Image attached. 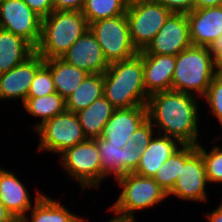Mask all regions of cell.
Segmentation results:
<instances>
[{
    "label": "cell",
    "instance_id": "26",
    "mask_svg": "<svg viewBox=\"0 0 222 222\" xmlns=\"http://www.w3.org/2000/svg\"><path fill=\"white\" fill-rule=\"evenodd\" d=\"M23 107L30 115L41 118V122L34 125L35 130L45 121L66 110L65 99L57 92L41 97H27Z\"/></svg>",
    "mask_w": 222,
    "mask_h": 222
},
{
    "label": "cell",
    "instance_id": "9",
    "mask_svg": "<svg viewBox=\"0 0 222 222\" xmlns=\"http://www.w3.org/2000/svg\"><path fill=\"white\" fill-rule=\"evenodd\" d=\"M36 132L40 136L38 150L56 154L87 140L76 113L67 110L45 121Z\"/></svg>",
    "mask_w": 222,
    "mask_h": 222
},
{
    "label": "cell",
    "instance_id": "40",
    "mask_svg": "<svg viewBox=\"0 0 222 222\" xmlns=\"http://www.w3.org/2000/svg\"><path fill=\"white\" fill-rule=\"evenodd\" d=\"M0 222H18L0 201Z\"/></svg>",
    "mask_w": 222,
    "mask_h": 222
},
{
    "label": "cell",
    "instance_id": "4",
    "mask_svg": "<svg viewBox=\"0 0 222 222\" xmlns=\"http://www.w3.org/2000/svg\"><path fill=\"white\" fill-rule=\"evenodd\" d=\"M214 76L213 56L209 48L191 45L176 55L172 90L203 98Z\"/></svg>",
    "mask_w": 222,
    "mask_h": 222
},
{
    "label": "cell",
    "instance_id": "29",
    "mask_svg": "<svg viewBox=\"0 0 222 222\" xmlns=\"http://www.w3.org/2000/svg\"><path fill=\"white\" fill-rule=\"evenodd\" d=\"M197 150L203 157L208 183H222V147L216 145L207 152L199 143Z\"/></svg>",
    "mask_w": 222,
    "mask_h": 222
},
{
    "label": "cell",
    "instance_id": "32",
    "mask_svg": "<svg viewBox=\"0 0 222 222\" xmlns=\"http://www.w3.org/2000/svg\"><path fill=\"white\" fill-rule=\"evenodd\" d=\"M153 128L154 126L152 125L151 121L147 119L130 136L125 146L143 147V150L146 149L150 140L154 136L155 131Z\"/></svg>",
    "mask_w": 222,
    "mask_h": 222
},
{
    "label": "cell",
    "instance_id": "37",
    "mask_svg": "<svg viewBox=\"0 0 222 222\" xmlns=\"http://www.w3.org/2000/svg\"><path fill=\"white\" fill-rule=\"evenodd\" d=\"M213 56V68L214 74L222 77V51L211 52Z\"/></svg>",
    "mask_w": 222,
    "mask_h": 222
},
{
    "label": "cell",
    "instance_id": "16",
    "mask_svg": "<svg viewBox=\"0 0 222 222\" xmlns=\"http://www.w3.org/2000/svg\"><path fill=\"white\" fill-rule=\"evenodd\" d=\"M186 15L192 45L209 47L222 34V5L194 9Z\"/></svg>",
    "mask_w": 222,
    "mask_h": 222
},
{
    "label": "cell",
    "instance_id": "19",
    "mask_svg": "<svg viewBox=\"0 0 222 222\" xmlns=\"http://www.w3.org/2000/svg\"><path fill=\"white\" fill-rule=\"evenodd\" d=\"M155 134L143 150L139 165L133 173L153 178L160 166L182 146L175 138Z\"/></svg>",
    "mask_w": 222,
    "mask_h": 222
},
{
    "label": "cell",
    "instance_id": "38",
    "mask_svg": "<svg viewBox=\"0 0 222 222\" xmlns=\"http://www.w3.org/2000/svg\"><path fill=\"white\" fill-rule=\"evenodd\" d=\"M222 0H194V9L221 6Z\"/></svg>",
    "mask_w": 222,
    "mask_h": 222
},
{
    "label": "cell",
    "instance_id": "31",
    "mask_svg": "<svg viewBox=\"0 0 222 222\" xmlns=\"http://www.w3.org/2000/svg\"><path fill=\"white\" fill-rule=\"evenodd\" d=\"M203 99L222 127V77L214 76Z\"/></svg>",
    "mask_w": 222,
    "mask_h": 222
},
{
    "label": "cell",
    "instance_id": "23",
    "mask_svg": "<svg viewBox=\"0 0 222 222\" xmlns=\"http://www.w3.org/2000/svg\"><path fill=\"white\" fill-rule=\"evenodd\" d=\"M29 212L31 222H84L83 217L75 215L57 200L38 191Z\"/></svg>",
    "mask_w": 222,
    "mask_h": 222
},
{
    "label": "cell",
    "instance_id": "30",
    "mask_svg": "<svg viewBox=\"0 0 222 222\" xmlns=\"http://www.w3.org/2000/svg\"><path fill=\"white\" fill-rule=\"evenodd\" d=\"M55 87L50 69L44 64L37 72L27 97H41L55 93Z\"/></svg>",
    "mask_w": 222,
    "mask_h": 222
},
{
    "label": "cell",
    "instance_id": "20",
    "mask_svg": "<svg viewBox=\"0 0 222 222\" xmlns=\"http://www.w3.org/2000/svg\"><path fill=\"white\" fill-rule=\"evenodd\" d=\"M35 48L24 38L0 28V74L26 61Z\"/></svg>",
    "mask_w": 222,
    "mask_h": 222
},
{
    "label": "cell",
    "instance_id": "6",
    "mask_svg": "<svg viewBox=\"0 0 222 222\" xmlns=\"http://www.w3.org/2000/svg\"><path fill=\"white\" fill-rule=\"evenodd\" d=\"M171 12L156 0L129 1L126 17L132 43L144 50L164 25Z\"/></svg>",
    "mask_w": 222,
    "mask_h": 222
},
{
    "label": "cell",
    "instance_id": "8",
    "mask_svg": "<svg viewBox=\"0 0 222 222\" xmlns=\"http://www.w3.org/2000/svg\"><path fill=\"white\" fill-rule=\"evenodd\" d=\"M61 165L82 189L97 188L102 181V166L98 146L94 139H87L65 149L60 154Z\"/></svg>",
    "mask_w": 222,
    "mask_h": 222
},
{
    "label": "cell",
    "instance_id": "25",
    "mask_svg": "<svg viewBox=\"0 0 222 222\" xmlns=\"http://www.w3.org/2000/svg\"><path fill=\"white\" fill-rule=\"evenodd\" d=\"M197 150L195 145H182L157 170L154 180L169 194L181 172V165Z\"/></svg>",
    "mask_w": 222,
    "mask_h": 222
},
{
    "label": "cell",
    "instance_id": "33",
    "mask_svg": "<svg viewBox=\"0 0 222 222\" xmlns=\"http://www.w3.org/2000/svg\"><path fill=\"white\" fill-rule=\"evenodd\" d=\"M143 147H123V175L133 173L139 165L142 157Z\"/></svg>",
    "mask_w": 222,
    "mask_h": 222
},
{
    "label": "cell",
    "instance_id": "39",
    "mask_svg": "<svg viewBox=\"0 0 222 222\" xmlns=\"http://www.w3.org/2000/svg\"><path fill=\"white\" fill-rule=\"evenodd\" d=\"M208 222H222V201L216 209L205 215Z\"/></svg>",
    "mask_w": 222,
    "mask_h": 222
},
{
    "label": "cell",
    "instance_id": "5",
    "mask_svg": "<svg viewBox=\"0 0 222 222\" xmlns=\"http://www.w3.org/2000/svg\"><path fill=\"white\" fill-rule=\"evenodd\" d=\"M116 180L122 190L110 208L134 220L136 211L149 209L168 197V194L151 177L126 173Z\"/></svg>",
    "mask_w": 222,
    "mask_h": 222
},
{
    "label": "cell",
    "instance_id": "22",
    "mask_svg": "<svg viewBox=\"0 0 222 222\" xmlns=\"http://www.w3.org/2000/svg\"><path fill=\"white\" fill-rule=\"evenodd\" d=\"M114 110L113 105L102 96L76 113L87 139L101 137L104 126L112 117Z\"/></svg>",
    "mask_w": 222,
    "mask_h": 222
},
{
    "label": "cell",
    "instance_id": "17",
    "mask_svg": "<svg viewBox=\"0 0 222 222\" xmlns=\"http://www.w3.org/2000/svg\"><path fill=\"white\" fill-rule=\"evenodd\" d=\"M148 119L147 106L115 109L101 137L116 146H125L130 136Z\"/></svg>",
    "mask_w": 222,
    "mask_h": 222
},
{
    "label": "cell",
    "instance_id": "2",
    "mask_svg": "<svg viewBox=\"0 0 222 222\" xmlns=\"http://www.w3.org/2000/svg\"><path fill=\"white\" fill-rule=\"evenodd\" d=\"M103 96L115 109L146 106L143 62L139 53L135 56L111 63L103 73Z\"/></svg>",
    "mask_w": 222,
    "mask_h": 222
},
{
    "label": "cell",
    "instance_id": "11",
    "mask_svg": "<svg viewBox=\"0 0 222 222\" xmlns=\"http://www.w3.org/2000/svg\"><path fill=\"white\" fill-rule=\"evenodd\" d=\"M191 45L187 15L171 13L144 51L147 54L176 56Z\"/></svg>",
    "mask_w": 222,
    "mask_h": 222
},
{
    "label": "cell",
    "instance_id": "15",
    "mask_svg": "<svg viewBox=\"0 0 222 222\" xmlns=\"http://www.w3.org/2000/svg\"><path fill=\"white\" fill-rule=\"evenodd\" d=\"M138 53L142 57L144 85L147 96L172 90L176 56L147 54L144 50Z\"/></svg>",
    "mask_w": 222,
    "mask_h": 222
},
{
    "label": "cell",
    "instance_id": "28",
    "mask_svg": "<svg viewBox=\"0 0 222 222\" xmlns=\"http://www.w3.org/2000/svg\"><path fill=\"white\" fill-rule=\"evenodd\" d=\"M129 0H85L82 14L88 24L126 14Z\"/></svg>",
    "mask_w": 222,
    "mask_h": 222
},
{
    "label": "cell",
    "instance_id": "35",
    "mask_svg": "<svg viewBox=\"0 0 222 222\" xmlns=\"http://www.w3.org/2000/svg\"><path fill=\"white\" fill-rule=\"evenodd\" d=\"M42 19L54 11L53 0H23Z\"/></svg>",
    "mask_w": 222,
    "mask_h": 222
},
{
    "label": "cell",
    "instance_id": "27",
    "mask_svg": "<svg viewBox=\"0 0 222 222\" xmlns=\"http://www.w3.org/2000/svg\"><path fill=\"white\" fill-rule=\"evenodd\" d=\"M94 140L98 146V154L102 166V181L109 175L115 176V179L123 176L124 146H116L103 137H98Z\"/></svg>",
    "mask_w": 222,
    "mask_h": 222
},
{
    "label": "cell",
    "instance_id": "7",
    "mask_svg": "<svg viewBox=\"0 0 222 222\" xmlns=\"http://www.w3.org/2000/svg\"><path fill=\"white\" fill-rule=\"evenodd\" d=\"M109 64L129 59L139 51L132 43L126 14L89 24Z\"/></svg>",
    "mask_w": 222,
    "mask_h": 222
},
{
    "label": "cell",
    "instance_id": "24",
    "mask_svg": "<svg viewBox=\"0 0 222 222\" xmlns=\"http://www.w3.org/2000/svg\"><path fill=\"white\" fill-rule=\"evenodd\" d=\"M103 74H88L74 92L65 99L67 111L77 113L103 96Z\"/></svg>",
    "mask_w": 222,
    "mask_h": 222
},
{
    "label": "cell",
    "instance_id": "14",
    "mask_svg": "<svg viewBox=\"0 0 222 222\" xmlns=\"http://www.w3.org/2000/svg\"><path fill=\"white\" fill-rule=\"evenodd\" d=\"M61 59L89 74H103L110 65L90 29L73 43Z\"/></svg>",
    "mask_w": 222,
    "mask_h": 222
},
{
    "label": "cell",
    "instance_id": "36",
    "mask_svg": "<svg viewBox=\"0 0 222 222\" xmlns=\"http://www.w3.org/2000/svg\"><path fill=\"white\" fill-rule=\"evenodd\" d=\"M85 0H53L54 10L81 11Z\"/></svg>",
    "mask_w": 222,
    "mask_h": 222
},
{
    "label": "cell",
    "instance_id": "12",
    "mask_svg": "<svg viewBox=\"0 0 222 222\" xmlns=\"http://www.w3.org/2000/svg\"><path fill=\"white\" fill-rule=\"evenodd\" d=\"M207 184L203 157L196 150L184 162V165H181V172L168 197L174 195L186 201L205 202L208 199L205 190Z\"/></svg>",
    "mask_w": 222,
    "mask_h": 222
},
{
    "label": "cell",
    "instance_id": "10",
    "mask_svg": "<svg viewBox=\"0 0 222 222\" xmlns=\"http://www.w3.org/2000/svg\"><path fill=\"white\" fill-rule=\"evenodd\" d=\"M42 18L23 0H0V28L24 38L34 48L41 37Z\"/></svg>",
    "mask_w": 222,
    "mask_h": 222
},
{
    "label": "cell",
    "instance_id": "3",
    "mask_svg": "<svg viewBox=\"0 0 222 222\" xmlns=\"http://www.w3.org/2000/svg\"><path fill=\"white\" fill-rule=\"evenodd\" d=\"M89 29L81 11L54 10L42 19L41 37L35 52L43 59L61 58Z\"/></svg>",
    "mask_w": 222,
    "mask_h": 222
},
{
    "label": "cell",
    "instance_id": "34",
    "mask_svg": "<svg viewBox=\"0 0 222 222\" xmlns=\"http://www.w3.org/2000/svg\"><path fill=\"white\" fill-rule=\"evenodd\" d=\"M171 13L188 14L194 10V0H156Z\"/></svg>",
    "mask_w": 222,
    "mask_h": 222
},
{
    "label": "cell",
    "instance_id": "18",
    "mask_svg": "<svg viewBox=\"0 0 222 222\" xmlns=\"http://www.w3.org/2000/svg\"><path fill=\"white\" fill-rule=\"evenodd\" d=\"M18 177L0 168V201L18 222H30L26 215L32 208L29 192Z\"/></svg>",
    "mask_w": 222,
    "mask_h": 222
},
{
    "label": "cell",
    "instance_id": "1",
    "mask_svg": "<svg viewBox=\"0 0 222 222\" xmlns=\"http://www.w3.org/2000/svg\"><path fill=\"white\" fill-rule=\"evenodd\" d=\"M198 98L179 91L158 92L148 97V119L157 134L177 139L182 145L199 144ZM157 124V126H156Z\"/></svg>",
    "mask_w": 222,
    "mask_h": 222
},
{
    "label": "cell",
    "instance_id": "13",
    "mask_svg": "<svg viewBox=\"0 0 222 222\" xmlns=\"http://www.w3.org/2000/svg\"><path fill=\"white\" fill-rule=\"evenodd\" d=\"M44 65V59L36 52L23 63L0 74V100L27 99L36 72Z\"/></svg>",
    "mask_w": 222,
    "mask_h": 222
},
{
    "label": "cell",
    "instance_id": "42",
    "mask_svg": "<svg viewBox=\"0 0 222 222\" xmlns=\"http://www.w3.org/2000/svg\"><path fill=\"white\" fill-rule=\"evenodd\" d=\"M109 209H110L109 211L114 212L117 216L116 217L114 216V218H112L108 222H136L132 218L126 217L123 214L113 211L110 207H109Z\"/></svg>",
    "mask_w": 222,
    "mask_h": 222
},
{
    "label": "cell",
    "instance_id": "21",
    "mask_svg": "<svg viewBox=\"0 0 222 222\" xmlns=\"http://www.w3.org/2000/svg\"><path fill=\"white\" fill-rule=\"evenodd\" d=\"M50 69L56 92L63 98L69 97L89 73L61 58L44 59Z\"/></svg>",
    "mask_w": 222,
    "mask_h": 222
},
{
    "label": "cell",
    "instance_id": "41",
    "mask_svg": "<svg viewBox=\"0 0 222 222\" xmlns=\"http://www.w3.org/2000/svg\"><path fill=\"white\" fill-rule=\"evenodd\" d=\"M210 52H221L222 51V34L212 42L208 47Z\"/></svg>",
    "mask_w": 222,
    "mask_h": 222
}]
</instances>
